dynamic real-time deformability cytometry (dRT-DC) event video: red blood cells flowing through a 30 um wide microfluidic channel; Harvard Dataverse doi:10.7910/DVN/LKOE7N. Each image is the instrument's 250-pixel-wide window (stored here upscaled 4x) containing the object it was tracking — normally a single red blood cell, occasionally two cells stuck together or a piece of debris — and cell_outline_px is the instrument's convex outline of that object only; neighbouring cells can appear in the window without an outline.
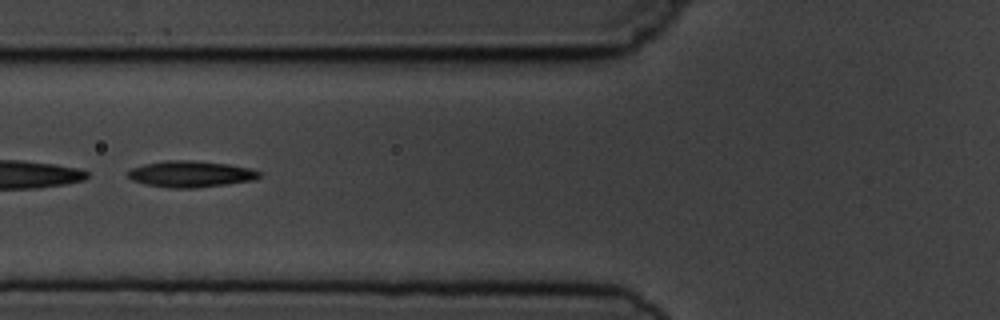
{"species": "common noctule bat (a hibernating species)", "species_latin": "Nyctalus noctula", "temperature_condition": "cold", "stored_images_in_passage": 8, "camera_frame_rate_fps": 3000, "um_per_image_px": 0.085, "animal": {"sex": "male", "body_mass_g": 19.5, "forearm_length_mm": 54.6}, "frame": {"image": 1, "passage_image": 6, "time_ms": 6.0, "image_size_px": [1000, 320], "cell_outline_px": [[260, 176], [252, 180], [196, 188], [168, 188], [148, 184], [132, 180], [128, 176], [128, 172], [132, 168], [144, 164], [164, 160], [196, 160], [228, 164], [252, 168], [260, 172]], "centroid_in_image_um": [16.21, 14.78], "position_along_channel_um": 109.6, "area_um2": 20.06}}
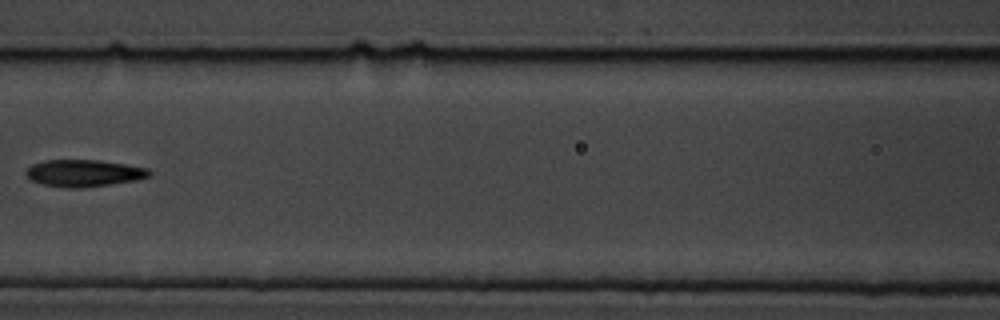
{"frame": {"image": 2, "passage_image": 7, "time_ms": 7.333, "image_size_px": [1000, 320], "cell_outline_px": [[152, 176], [136, 180], [80, 188], [68, 188], [44, 184], [32, 180], [24, 172], [32, 164], [44, 160], [100, 160], [148, 168], [152, 172]], "centroid_in_image_um": [7.15, 14.71], "position_along_channel_um": 159.4, "area_um2": 19.25}}
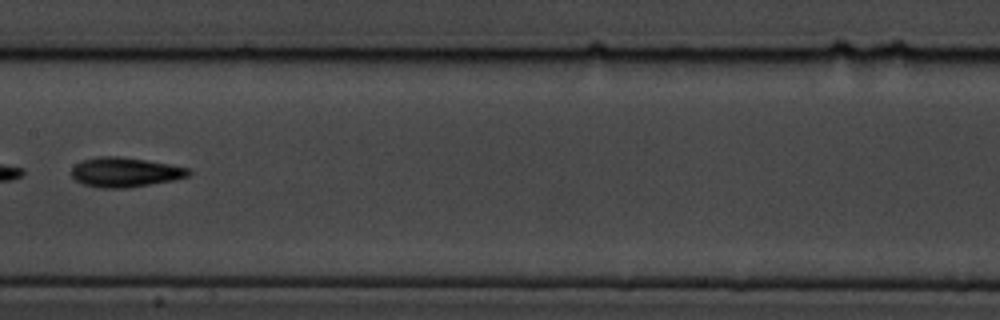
{"frame": {"image": 3, "passage_image": 8, "time_ms": 8.333, "image_size_px": [1000, 320], "cell_outline_px": [[192, 172], [188, 176], [176, 180], [128, 188], [100, 188], [84, 184], [76, 180], [72, 176], [72, 168], [76, 164], [84, 160], [96, 156], [120, 156], [172, 164], [188, 168]], "centroid_in_image_um": [10.67, 14.64], "position_along_channel_um": 196.7, "area_um2": 20.35}}